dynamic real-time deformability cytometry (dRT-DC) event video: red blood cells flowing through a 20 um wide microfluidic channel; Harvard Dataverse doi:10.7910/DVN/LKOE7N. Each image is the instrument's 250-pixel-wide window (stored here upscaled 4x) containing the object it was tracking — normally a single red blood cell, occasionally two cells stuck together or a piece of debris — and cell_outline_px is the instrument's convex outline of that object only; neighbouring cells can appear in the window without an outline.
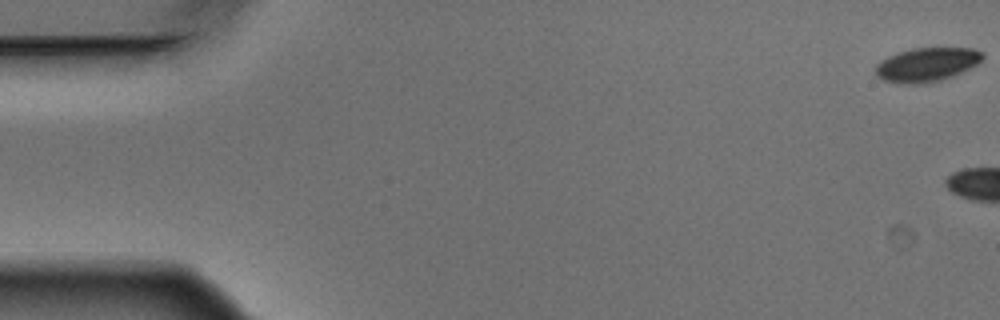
{"species": "Egyptian fruit bat (a non-hibernating species)", "species_latin": "Rousettus aegyptiacus", "temperature_condition": "warm", "stored_images_in_passage": 6, "camera_frame_rate_fps": 3000, "um_per_image_px": 0.085, "animal": {"sex": "male"}, "frame": {"image": 1, "passage_image": 1, "time_ms": 0.0, "image_size_px": [1000, 320], "cell_outline_px": [[984, 56], [976, 64], [952, 76], [940, 80], [920, 84], [900, 84], [880, 80], [876, 76], [876, 64], [880, 60], [888, 56], [912, 48], [976, 48]], "centroid_in_image_um": [78.71, 5.5], "position_along_channel_um": 6.3, "area_um2": 21.1}}
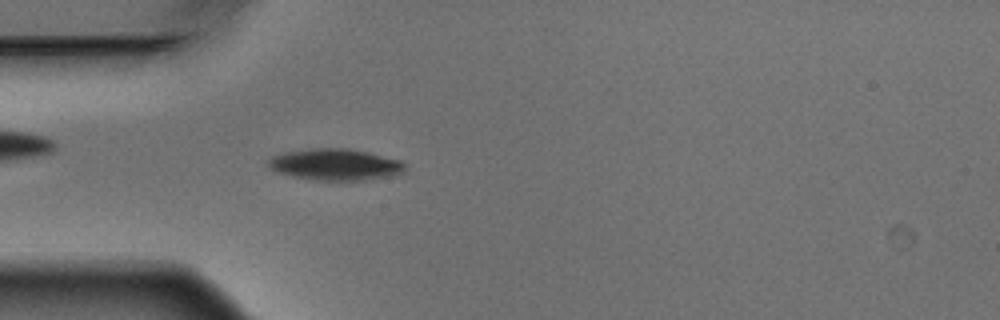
{"frame": {"image": 2, "passage_image": 6, "time_ms": 1.667, "image_size_px": [1000, 320], "cell_outline_px": [[408, 168], [404, 172], [396, 176], [364, 180], [316, 180], [292, 176], [280, 172], [272, 168], [268, 164], [268, 160], [272, 156], [284, 152], [312, 148], [348, 148], [368, 152], [400, 160]], "centroid_in_image_um": [28.57, 13.98], "position_along_channel_um": 56.4, "area_um2": 25.14}}